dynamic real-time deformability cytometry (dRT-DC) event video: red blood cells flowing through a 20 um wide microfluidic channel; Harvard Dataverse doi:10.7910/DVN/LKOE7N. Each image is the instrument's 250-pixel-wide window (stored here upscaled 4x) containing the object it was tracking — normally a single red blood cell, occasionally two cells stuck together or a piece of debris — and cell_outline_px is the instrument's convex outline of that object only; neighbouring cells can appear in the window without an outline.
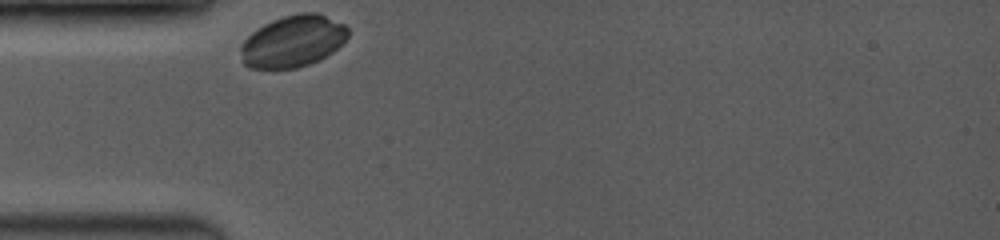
{"species": "common noctule bat (a hibernating species)", "species_latin": "Nyctalus noctula", "temperature_condition": "room temperature", "stored_images_in_passage": 5, "camera_frame_rate_fps": 3500, "um_per_image_px": 0.085, "animal": {"sex": "female", "body_mass_g": 19.0, "forearm_length_mm": 53.3}, "frame": {"image": 1, "passage_image": 1, "time_ms": 0.0, "image_size_px": [1000, 240], "cell_outline_px": [[348, 36], [332, 52], [308, 64], [296, 68], [248, 68], [244, 64], [240, 52], [240, 44], [252, 32], [264, 24], [272, 20], [296, 12], [316, 12], [344, 24], [348, 28]], "centroid_in_image_um": [24.86, 3.49], "position_along_channel_um": 60.1, "area_um2": 32.14}}